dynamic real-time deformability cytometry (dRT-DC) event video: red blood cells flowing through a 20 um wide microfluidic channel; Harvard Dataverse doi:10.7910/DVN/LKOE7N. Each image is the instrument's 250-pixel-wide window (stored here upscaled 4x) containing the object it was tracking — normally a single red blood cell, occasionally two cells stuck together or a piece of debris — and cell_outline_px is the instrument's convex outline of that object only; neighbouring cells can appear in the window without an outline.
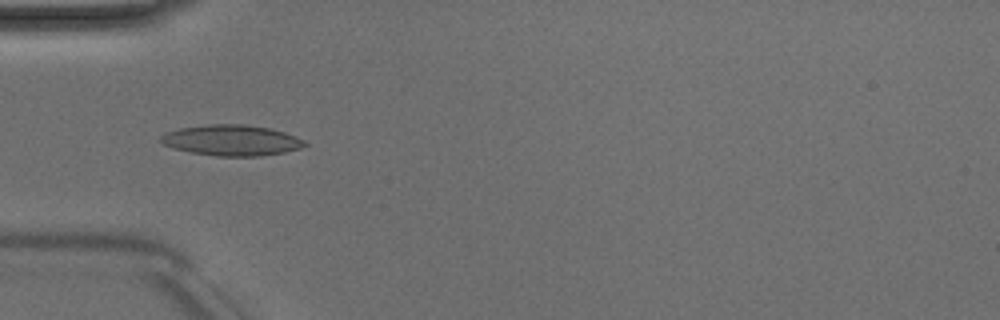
{"species": "Egyptian fruit bat (a non-hibernating species)", "species_latin": "Rousettus aegyptiacus", "temperature_condition": "room temperature", "stored_images_in_passage": 5, "camera_frame_rate_fps": 3000, "um_per_image_px": 0.085, "animal": {"sex": "male"}, "frame": {"image": 1, "passage_image": 4, "time_ms": 3.333, "image_size_px": [1000, 320], "cell_outline_px": [[308, 144], [300, 148], [284, 152], [260, 156], [216, 156], [192, 152], [172, 148], [164, 144], [160, 140], [160, 136], [164, 132], [180, 128], [208, 124], [244, 124], [268, 128], [284, 132], [296, 136], [304, 140]], "centroid_in_image_um": [19.67, 11.92], "position_along_channel_um": 65.3, "area_um2": 25.78}}